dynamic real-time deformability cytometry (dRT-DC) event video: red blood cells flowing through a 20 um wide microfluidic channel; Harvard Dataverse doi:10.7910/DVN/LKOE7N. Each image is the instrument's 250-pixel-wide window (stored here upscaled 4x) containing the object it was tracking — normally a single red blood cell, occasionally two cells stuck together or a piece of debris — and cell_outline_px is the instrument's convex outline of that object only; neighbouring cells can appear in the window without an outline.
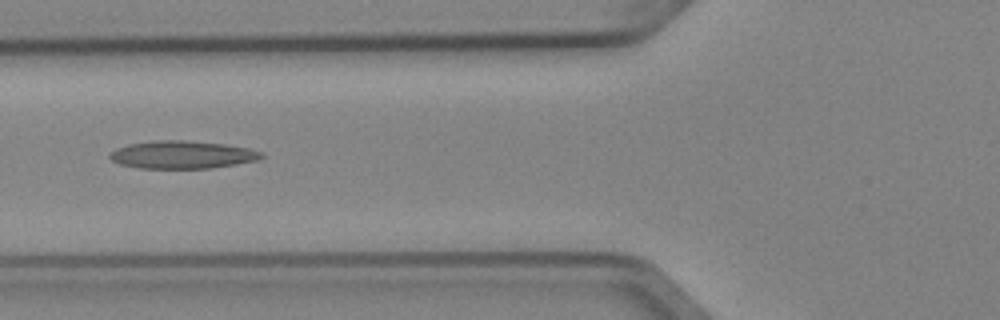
{"species": "Egyptian fruit bat (a non-hibernating species)", "species_latin": "Rousettus aegyptiacus", "temperature_condition": "cold", "stored_images_in_passage": 6, "camera_frame_rate_fps": 3000, "um_per_image_px": 0.085, "animal": {"sex": "female"}, "frame": {"image": 1, "passage_image": 6, "time_ms": 1.667, "image_size_px": [1000, 320], "cell_outline_px": [[264, 156], [260, 160], [212, 168], [140, 168], [120, 164], [112, 160], [108, 156], [116, 148], [128, 144], [156, 140], [188, 140], [224, 144], [248, 148], [264, 152]], "centroid_in_image_um": [15.53, 13.15], "position_along_channel_um": 110.3, "area_um2": 24.62}}